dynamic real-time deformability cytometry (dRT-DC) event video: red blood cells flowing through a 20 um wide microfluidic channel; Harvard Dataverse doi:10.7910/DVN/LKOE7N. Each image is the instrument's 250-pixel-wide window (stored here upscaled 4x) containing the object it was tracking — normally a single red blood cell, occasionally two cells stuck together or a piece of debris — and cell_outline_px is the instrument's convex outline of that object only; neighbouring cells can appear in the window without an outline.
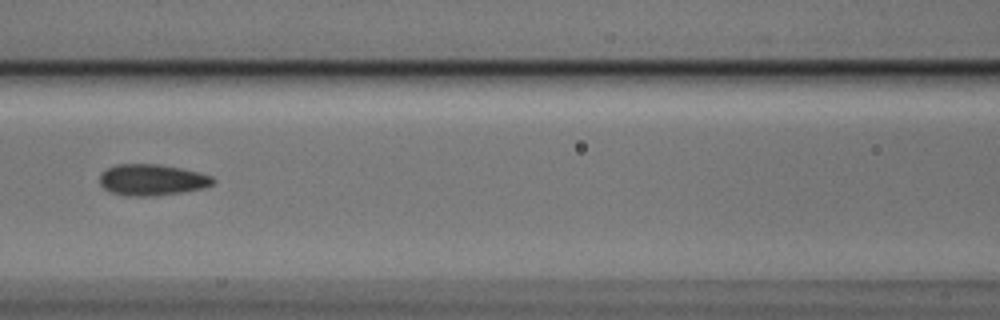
{"species": "Egyptian fruit bat (a non-hibernating species)", "species_latin": "Rousettus aegyptiacus", "temperature_condition": "cold", "stored_images_in_passage": 4, "camera_frame_rate_fps": 3000, "um_per_image_px": 0.085, "animal": {"sex": "male"}, "frame": {"image": 1, "passage_image": 4, "time_ms": 1.0, "image_size_px": [1000, 320], "cell_outline_px": [[216, 180], [212, 184], [204, 188], [184, 192], [156, 196], [124, 196], [112, 192], [104, 188], [100, 184], [100, 172], [116, 164], [160, 164], [200, 172], [212, 176]], "centroid_in_image_um": [12.93, 15.29], "position_along_channel_um": 153.7, "area_um2": 20.87}}